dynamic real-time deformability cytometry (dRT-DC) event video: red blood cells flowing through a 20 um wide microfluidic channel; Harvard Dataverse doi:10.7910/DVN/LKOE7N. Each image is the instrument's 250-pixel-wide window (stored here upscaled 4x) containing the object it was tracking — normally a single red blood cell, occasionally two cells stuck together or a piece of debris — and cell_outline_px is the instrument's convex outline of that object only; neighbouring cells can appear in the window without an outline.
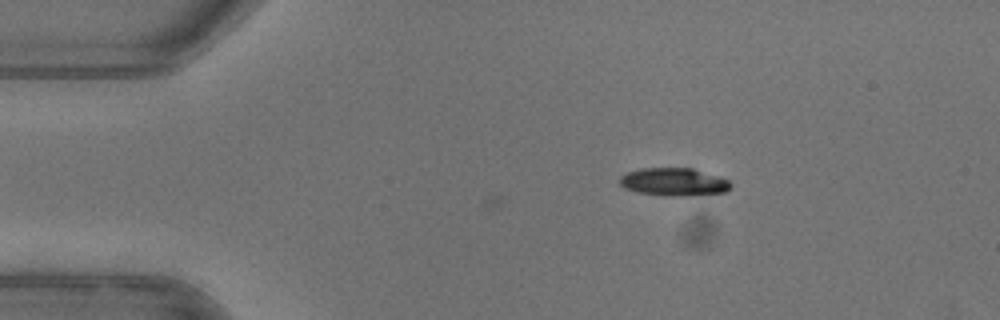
{"species": "common noctule bat (a hibernating species)", "species_latin": "Nyctalus noctula", "temperature_condition": "warm", "stored_images_in_passage": 14, "camera_frame_rate_fps": 3000, "um_per_image_px": 0.085, "animal": {"sex": "female"}, "frame": {"image": 1, "passage_image": 14, "time_ms": 4.333, "image_size_px": [1000, 320], "cell_outline_px": [[732, 184], [724, 192], [688, 196], [672, 196], [636, 192], [624, 188], [620, 184], [620, 176], [628, 172], [640, 168], [692, 168], [720, 176], [728, 180]], "centroid_in_image_um": [57.27, 15.46], "position_along_channel_um": 27.7, "area_um2": 18.03}}